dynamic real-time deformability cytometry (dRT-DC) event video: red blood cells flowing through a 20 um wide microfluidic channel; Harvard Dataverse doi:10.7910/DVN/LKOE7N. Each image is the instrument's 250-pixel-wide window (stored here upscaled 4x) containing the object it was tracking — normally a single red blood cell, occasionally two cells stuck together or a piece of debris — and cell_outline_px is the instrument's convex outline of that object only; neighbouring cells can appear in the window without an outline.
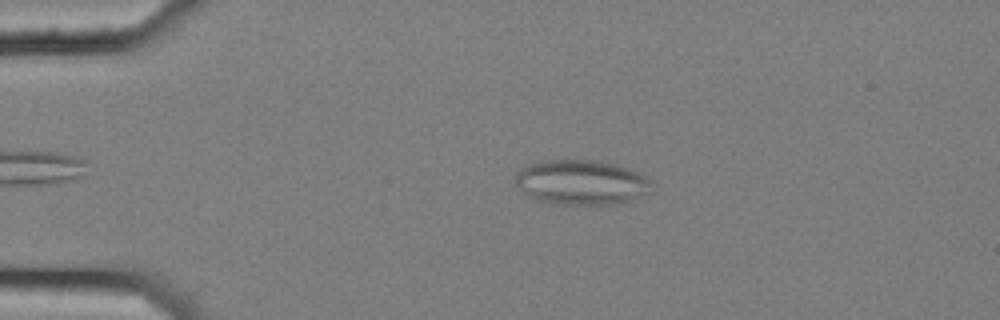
{"species": "common noctule bat (a hibernating species)", "species_latin": "Nyctalus noctula", "temperature_condition": "cold", "stored_images_in_passage": 8, "camera_frame_rate_fps": 3000, "um_per_image_px": 0.085, "animal": {"sex": "female", "body_mass_g": 25.1}, "frame": {"image": 1, "passage_image": 4, "time_ms": 1.0, "image_size_px": [1000, 320], "cell_outline_px": [[652, 192], [616, 204], [552, 204], [528, 196], [516, 184], [516, 172], [520, 168], [528, 164], [540, 160], [600, 160], [616, 164], [640, 172], [648, 180]], "centroid_in_image_um": [49.39, 15.48], "position_along_channel_um": 35.6, "area_um2": 35.66}}